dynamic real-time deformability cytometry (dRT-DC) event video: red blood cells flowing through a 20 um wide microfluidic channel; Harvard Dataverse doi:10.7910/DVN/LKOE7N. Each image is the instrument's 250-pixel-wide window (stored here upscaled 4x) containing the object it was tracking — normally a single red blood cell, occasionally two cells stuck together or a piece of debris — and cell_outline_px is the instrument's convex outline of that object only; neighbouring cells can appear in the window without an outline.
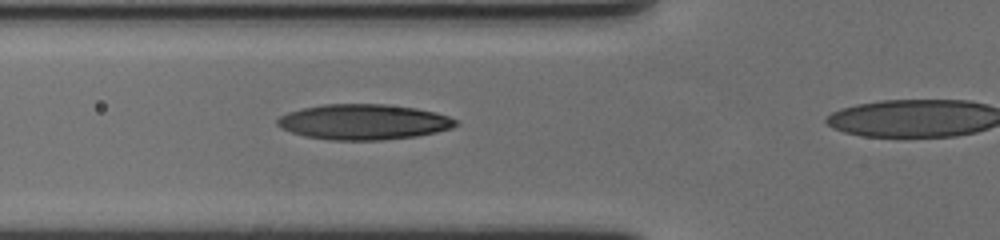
{"species": "human", "species_latin": "Homo sapiens", "temperature_condition": "cold", "stored_images_in_passage": 43, "camera_frame_rate_fps": 3000, "um_per_image_px": 0.085, "donor": {"sex": "female"}, "frame": {"image": 1, "passage_image": 16, "time_ms": 5.0, "image_size_px": [1000, 240], "cell_outline_px": [[460, 124], [452, 128], [436, 132], [416, 136], [384, 140], [328, 140], [304, 136], [280, 128], [276, 124], [276, 120], [280, 116], [288, 112], [300, 108], [324, 104], [388, 104], [416, 108], [436, 112], [448, 116], [456, 120]], "centroid_in_image_um": [30.9, 10.36], "position_along_channel_um": 94.9, "area_um2": 37.11}}
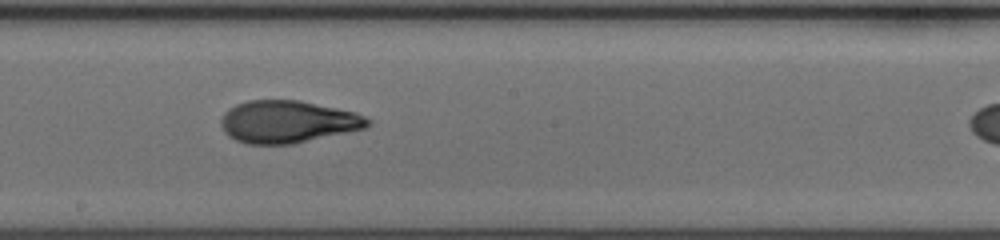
{"frame": {"image": 2, "passage_image": 27, "time_ms": 8.667, "image_size_px": [1000, 240], "cell_outline_px": [[372, 124], [364, 128], [348, 132], [292, 144], [248, 144], [236, 140], [228, 136], [224, 132], [220, 120], [224, 112], [228, 108], [236, 104], [248, 100], [300, 100], [356, 112], [372, 120]], "centroid_in_image_um": [24.45, 10.34], "position_along_channel_um": 223.7, "area_um2": 36.36}}
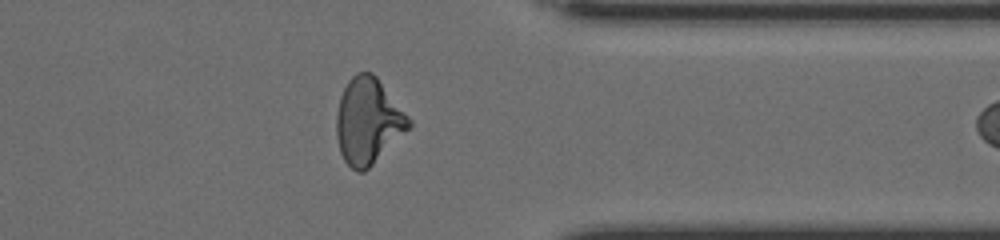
{"frame": {"image": 3, "passage_image": 41, "time_ms": 13.333, "image_size_px": [1000, 240], "cell_outline_px": [[412, 124], [364, 172], [356, 172], [344, 160], [340, 152], [336, 136], [336, 116], [340, 96], [348, 80], [356, 72], [372, 72], [376, 76], [412, 120]], "centroid_in_image_um": [31.25, 10.27], "position_along_channel_um": 380.1, "area_um2": 35.84}}